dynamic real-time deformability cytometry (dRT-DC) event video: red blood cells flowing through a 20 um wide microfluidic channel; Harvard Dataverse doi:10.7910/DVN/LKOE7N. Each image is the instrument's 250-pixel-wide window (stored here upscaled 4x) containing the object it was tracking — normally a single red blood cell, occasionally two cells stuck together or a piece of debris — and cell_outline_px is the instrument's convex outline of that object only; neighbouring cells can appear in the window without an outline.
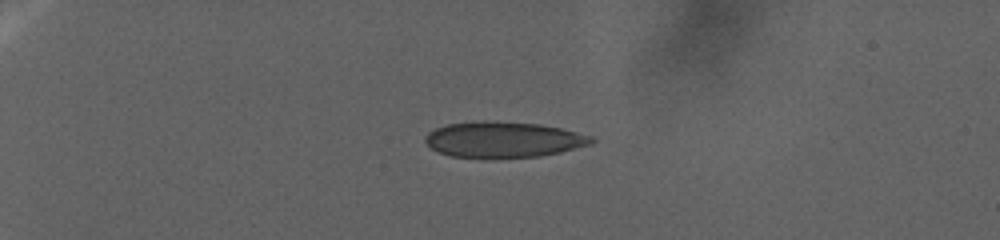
{"species": "human", "species_latin": "Homo sapiens", "temperature_condition": "warm", "stored_images_in_passage": 74, "camera_frame_rate_fps": 3000, "um_per_image_px": 0.085, "donor": {"sex": "female"}, "frame": {"image": 1, "passage_image": 1, "time_ms": 0.0, "image_size_px": [1000, 240], "cell_outline_px": [[596, 140], [592, 144], [560, 152], [540, 156], [452, 156], [440, 152], [432, 148], [424, 140], [424, 136], [428, 132], [436, 128], [448, 124], [476, 120], [484, 120], [540, 124], [560, 128], [592, 136]], "centroid_in_image_um": [42.8, 11.83], "position_along_channel_um": 42.2, "area_um2": 34.1}}
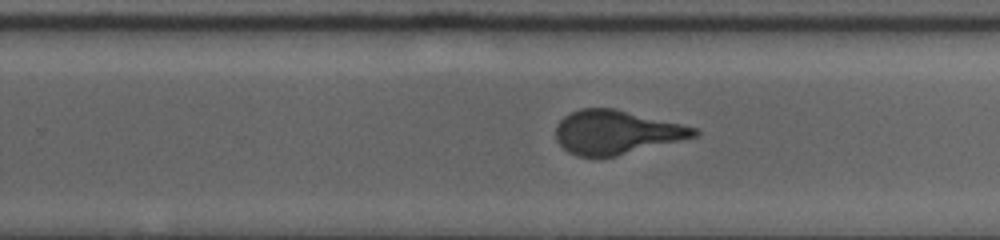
{"frame": {"image": 2, "passage_image": 39, "time_ms": 20.333, "image_size_px": [1000, 240], "cell_outline_px": [[700, 132], [696, 136], [600, 160], [576, 156], [568, 152], [556, 140], [556, 124], [564, 116], [580, 108], [616, 108], [696, 128]], "centroid_in_image_um": [52.32, 11.26], "position_along_channel_um": 277.5, "area_um2": 35.55}}
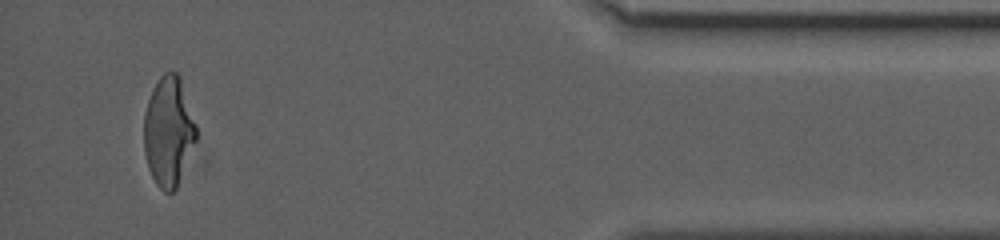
{"frame": {"image": 3, "passage_image": 70, "time_ms": 32.333, "image_size_px": [1000, 240], "cell_outline_px": [[196, 140], [176, 188], [172, 192], [164, 192], [156, 184], [148, 168], [144, 152], [144, 112], [152, 88], [160, 76], [164, 72], [176, 72], [180, 76], [196, 124]], "centroid_in_image_um": [14.31, 11.15], "position_along_channel_um": 420.9, "area_um2": 33.35}}